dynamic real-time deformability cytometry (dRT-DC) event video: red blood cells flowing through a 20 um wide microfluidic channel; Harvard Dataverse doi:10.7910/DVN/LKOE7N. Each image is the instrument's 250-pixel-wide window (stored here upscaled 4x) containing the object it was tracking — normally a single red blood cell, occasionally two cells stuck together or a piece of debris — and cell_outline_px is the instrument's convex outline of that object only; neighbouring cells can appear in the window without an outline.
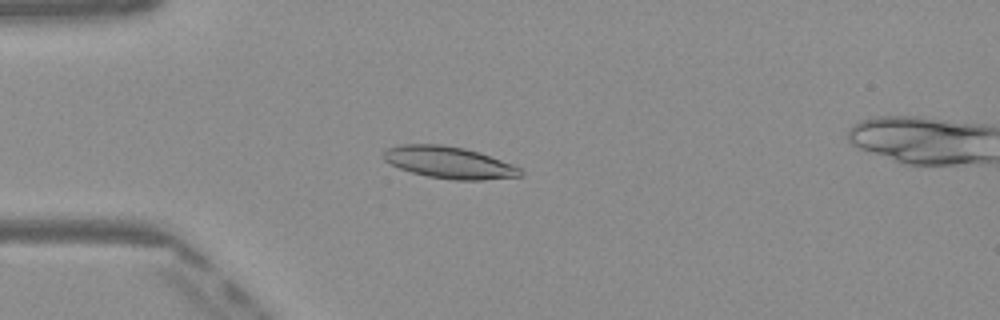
{"species": "Egyptian fruit bat (a non-hibernating species)", "species_latin": "Rousettus aegyptiacus", "temperature_condition": "warm", "stored_images_in_passage": 47, "camera_frame_rate_fps": 3000, "um_per_image_px": 0.085, "frame": {"image": 1, "passage_image": 10, "time_ms": 3.0, "image_size_px": [1000, 320], "cell_outline_px": [[524, 172], [520, 176], [480, 180], [452, 180], [428, 176], [412, 172], [400, 168], [384, 160], [384, 152], [388, 148], [400, 144], [444, 144], [464, 148], [480, 152], [512, 164], [520, 168]], "centroid_in_image_um": [38.19, 13.8], "position_along_channel_um": 46.8, "area_um2": 25.32}}
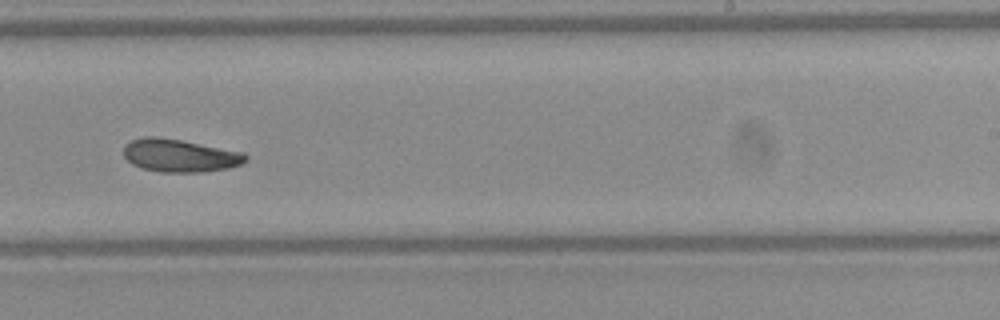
{"frame": {"image": 2, "passage_image": 28, "time_ms": 9.0, "image_size_px": [1000, 320], "cell_outline_px": [[248, 160], [240, 164], [228, 168], [200, 172], [160, 172], [144, 168], [132, 164], [124, 156], [124, 144], [132, 140], [144, 136], [156, 136], [180, 140], [244, 152], [248, 156]], "centroid_in_image_um": [15.28, 13.21], "position_along_channel_um": 273.7, "area_um2": 23.29}}
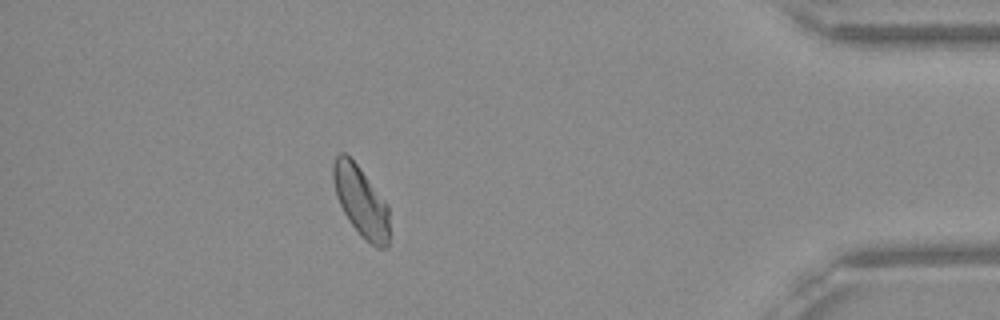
{"frame": {"image": 3, "passage_image": 41, "time_ms": 13.333, "image_size_px": [1000, 320], "cell_outline_px": [[388, 248], [376, 248], [348, 220], [336, 196], [332, 176], [332, 168], [336, 156], [340, 152], [344, 152], [356, 164], [388, 204]], "centroid_in_image_um": [30.67, 17.09], "position_along_channel_um": 404.5, "area_um2": 22.48}}